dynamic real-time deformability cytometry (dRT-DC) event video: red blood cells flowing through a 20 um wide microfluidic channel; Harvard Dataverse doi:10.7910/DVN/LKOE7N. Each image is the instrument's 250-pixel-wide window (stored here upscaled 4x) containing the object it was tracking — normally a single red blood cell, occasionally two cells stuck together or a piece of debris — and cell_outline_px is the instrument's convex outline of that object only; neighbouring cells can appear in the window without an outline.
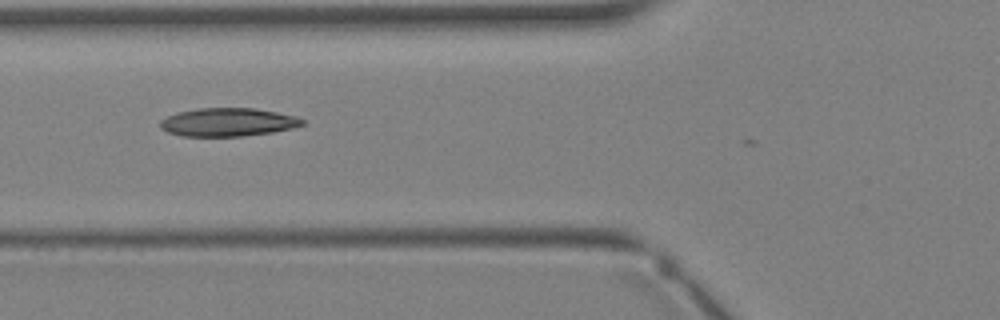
{"species": "Egyptian fruit bat (a non-hibernating species)", "species_latin": "Rousettus aegyptiacus", "temperature_condition": "warm", "stored_images_in_passage": 7, "camera_frame_rate_fps": 3000, "um_per_image_px": 0.085, "animal": {"sex": "female"}, "frame": {"image": 1, "passage_image": 5, "time_ms": 5.0, "image_size_px": [1000, 320], "cell_outline_px": [[304, 124], [292, 128], [272, 132], [244, 136], [184, 136], [168, 132], [160, 128], [160, 120], [168, 116], [180, 112], [200, 108], [256, 108], [296, 116], [304, 120]], "centroid_in_image_um": [19.38, 10.38], "position_along_channel_um": 106.4, "area_um2": 23.29}}